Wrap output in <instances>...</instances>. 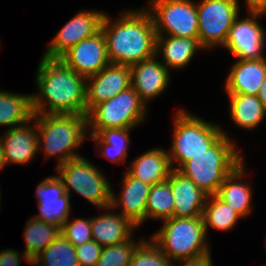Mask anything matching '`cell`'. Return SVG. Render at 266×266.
Listing matches in <instances>:
<instances>
[{
  "instance_id": "cell-27",
  "label": "cell",
  "mask_w": 266,
  "mask_h": 266,
  "mask_svg": "<svg viewBox=\"0 0 266 266\" xmlns=\"http://www.w3.org/2000/svg\"><path fill=\"white\" fill-rule=\"evenodd\" d=\"M133 128H106L99 130L96 134H91L96 147L102 148L101 155L113 163H124L128 155L130 144L129 133Z\"/></svg>"
},
{
  "instance_id": "cell-21",
  "label": "cell",
  "mask_w": 266,
  "mask_h": 266,
  "mask_svg": "<svg viewBox=\"0 0 266 266\" xmlns=\"http://www.w3.org/2000/svg\"><path fill=\"white\" fill-rule=\"evenodd\" d=\"M266 78V58L237 60L225 78L226 93H243L257 96Z\"/></svg>"
},
{
  "instance_id": "cell-35",
  "label": "cell",
  "mask_w": 266,
  "mask_h": 266,
  "mask_svg": "<svg viewBox=\"0 0 266 266\" xmlns=\"http://www.w3.org/2000/svg\"><path fill=\"white\" fill-rule=\"evenodd\" d=\"M102 248L103 247L94 240L75 247L79 265L96 266L101 255Z\"/></svg>"
},
{
  "instance_id": "cell-34",
  "label": "cell",
  "mask_w": 266,
  "mask_h": 266,
  "mask_svg": "<svg viewBox=\"0 0 266 266\" xmlns=\"http://www.w3.org/2000/svg\"><path fill=\"white\" fill-rule=\"evenodd\" d=\"M61 233L74 246L92 240L91 234V218H75L72 221L69 218L61 225Z\"/></svg>"
},
{
  "instance_id": "cell-14",
  "label": "cell",
  "mask_w": 266,
  "mask_h": 266,
  "mask_svg": "<svg viewBox=\"0 0 266 266\" xmlns=\"http://www.w3.org/2000/svg\"><path fill=\"white\" fill-rule=\"evenodd\" d=\"M131 87L130 66L109 64L99 73L86 78L87 114L98 104L105 102Z\"/></svg>"
},
{
  "instance_id": "cell-33",
  "label": "cell",
  "mask_w": 266,
  "mask_h": 266,
  "mask_svg": "<svg viewBox=\"0 0 266 266\" xmlns=\"http://www.w3.org/2000/svg\"><path fill=\"white\" fill-rule=\"evenodd\" d=\"M149 240L145 239L138 246L128 266H174V262Z\"/></svg>"
},
{
  "instance_id": "cell-4",
  "label": "cell",
  "mask_w": 266,
  "mask_h": 266,
  "mask_svg": "<svg viewBox=\"0 0 266 266\" xmlns=\"http://www.w3.org/2000/svg\"><path fill=\"white\" fill-rule=\"evenodd\" d=\"M223 133L205 152L193 156L177 170L208 196L218 193L225 178L244 158L227 132Z\"/></svg>"
},
{
  "instance_id": "cell-13",
  "label": "cell",
  "mask_w": 266,
  "mask_h": 266,
  "mask_svg": "<svg viewBox=\"0 0 266 266\" xmlns=\"http://www.w3.org/2000/svg\"><path fill=\"white\" fill-rule=\"evenodd\" d=\"M59 59L85 78L99 73L110 64L102 30L71 47Z\"/></svg>"
},
{
  "instance_id": "cell-37",
  "label": "cell",
  "mask_w": 266,
  "mask_h": 266,
  "mask_svg": "<svg viewBox=\"0 0 266 266\" xmlns=\"http://www.w3.org/2000/svg\"><path fill=\"white\" fill-rule=\"evenodd\" d=\"M174 266H213L212 265V257L211 254L195 259V260H187V261H179L175 262Z\"/></svg>"
},
{
  "instance_id": "cell-9",
  "label": "cell",
  "mask_w": 266,
  "mask_h": 266,
  "mask_svg": "<svg viewBox=\"0 0 266 266\" xmlns=\"http://www.w3.org/2000/svg\"><path fill=\"white\" fill-rule=\"evenodd\" d=\"M150 13L156 35L198 38V13L193 0H150Z\"/></svg>"
},
{
  "instance_id": "cell-12",
  "label": "cell",
  "mask_w": 266,
  "mask_h": 266,
  "mask_svg": "<svg viewBox=\"0 0 266 266\" xmlns=\"http://www.w3.org/2000/svg\"><path fill=\"white\" fill-rule=\"evenodd\" d=\"M105 13L81 10L57 32L42 57L59 59L66 51L101 30Z\"/></svg>"
},
{
  "instance_id": "cell-6",
  "label": "cell",
  "mask_w": 266,
  "mask_h": 266,
  "mask_svg": "<svg viewBox=\"0 0 266 266\" xmlns=\"http://www.w3.org/2000/svg\"><path fill=\"white\" fill-rule=\"evenodd\" d=\"M174 117L173 140L168 155L172 169L178 170L193 156L205 152L224 133L219 124L207 122L184 109H178Z\"/></svg>"
},
{
  "instance_id": "cell-39",
  "label": "cell",
  "mask_w": 266,
  "mask_h": 266,
  "mask_svg": "<svg viewBox=\"0 0 266 266\" xmlns=\"http://www.w3.org/2000/svg\"><path fill=\"white\" fill-rule=\"evenodd\" d=\"M257 98L260 100V102L263 104L264 108L266 109V78L259 89Z\"/></svg>"
},
{
  "instance_id": "cell-18",
  "label": "cell",
  "mask_w": 266,
  "mask_h": 266,
  "mask_svg": "<svg viewBox=\"0 0 266 266\" xmlns=\"http://www.w3.org/2000/svg\"><path fill=\"white\" fill-rule=\"evenodd\" d=\"M123 174V189L120 196H117L112 189L110 207L111 210L119 207L121 209L119 213L139 228L145 222V208L151 185L135 179L126 171Z\"/></svg>"
},
{
  "instance_id": "cell-8",
  "label": "cell",
  "mask_w": 266,
  "mask_h": 266,
  "mask_svg": "<svg viewBox=\"0 0 266 266\" xmlns=\"http://www.w3.org/2000/svg\"><path fill=\"white\" fill-rule=\"evenodd\" d=\"M147 109L131 86L87 114L88 131L96 134L106 128H135L145 121Z\"/></svg>"
},
{
  "instance_id": "cell-16",
  "label": "cell",
  "mask_w": 266,
  "mask_h": 266,
  "mask_svg": "<svg viewBox=\"0 0 266 266\" xmlns=\"http://www.w3.org/2000/svg\"><path fill=\"white\" fill-rule=\"evenodd\" d=\"M154 57L130 66L131 86L147 105L156 96L164 93L170 84V70Z\"/></svg>"
},
{
  "instance_id": "cell-25",
  "label": "cell",
  "mask_w": 266,
  "mask_h": 266,
  "mask_svg": "<svg viewBox=\"0 0 266 266\" xmlns=\"http://www.w3.org/2000/svg\"><path fill=\"white\" fill-rule=\"evenodd\" d=\"M229 96L230 118L239 128L253 130L266 116V109L254 95L227 93Z\"/></svg>"
},
{
  "instance_id": "cell-30",
  "label": "cell",
  "mask_w": 266,
  "mask_h": 266,
  "mask_svg": "<svg viewBox=\"0 0 266 266\" xmlns=\"http://www.w3.org/2000/svg\"><path fill=\"white\" fill-rule=\"evenodd\" d=\"M174 195L168 180L151 186L145 208L147 219L167 220L173 217Z\"/></svg>"
},
{
  "instance_id": "cell-40",
  "label": "cell",
  "mask_w": 266,
  "mask_h": 266,
  "mask_svg": "<svg viewBox=\"0 0 266 266\" xmlns=\"http://www.w3.org/2000/svg\"><path fill=\"white\" fill-rule=\"evenodd\" d=\"M5 166H6V163H5V159H4V151H3L1 138H0V169H3Z\"/></svg>"
},
{
  "instance_id": "cell-20",
  "label": "cell",
  "mask_w": 266,
  "mask_h": 266,
  "mask_svg": "<svg viewBox=\"0 0 266 266\" xmlns=\"http://www.w3.org/2000/svg\"><path fill=\"white\" fill-rule=\"evenodd\" d=\"M106 209L108 212L91 217L92 240L102 247L130 240L133 237V230L138 226L119 212L110 211V206Z\"/></svg>"
},
{
  "instance_id": "cell-26",
  "label": "cell",
  "mask_w": 266,
  "mask_h": 266,
  "mask_svg": "<svg viewBox=\"0 0 266 266\" xmlns=\"http://www.w3.org/2000/svg\"><path fill=\"white\" fill-rule=\"evenodd\" d=\"M32 94L0 90V126L7 129L21 126L33 119Z\"/></svg>"
},
{
  "instance_id": "cell-17",
  "label": "cell",
  "mask_w": 266,
  "mask_h": 266,
  "mask_svg": "<svg viewBox=\"0 0 266 266\" xmlns=\"http://www.w3.org/2000/svg\"><path fill=\"white\" fill-rule=\"evenodd\" d=\"M3 135L0 138L6 165L28 164L39 152L38 132L34 119L24 125L6 129Z\"/></svg>"
},
{
  "instance_id": "cell-24",
  "label": "cell",
  "mask_w": 266,
  "mask_h": 266,
  "mask_svg": "<svg viewBox=\"0 0 266 266\" xmlns=\"http://www.w3.org/2000/svg\"><path fill=\"white\" fill-rule=\"evenodd\" d=\"M245 175L246 169L243 161L225 178L216 194L243 218L249 216L253 198L251 185L242 181Z\"/></svg>"
},
{
  "instance_id": "cell-22",
  "label": "cell",
  "mask_w": 266,
  "mask_h": 266,
  "mask_svg": "<svg viewBox=\"0 0 266 266\" xmlns=\"http://www.w3.org/2000/svg\"><path fill=\"white\" fill-rule=\"evenodd\" d=\"M166 36H156V56L162 58V64L169 70L185 68L197 50H204L199 38Z\"/></svg>"
},
{
  "instance_id": "cell-1",
  "label": "cell",
  "mask_w": 266,
  "mask_h": 266,
  "mask_svg": "<svg viewBox=\"0 0 266 266\" xmlns=\"http://www.w3.org/2000/svg\"><path fill=\"white\" fill-rule=\"evenodd\" d=\"M36 94H32L33 114L87 115L86 78L60 59L42 57L37 67Z\"/></svg>"
},
{
  "instance_id": "cell-3",
  "label": "cell",
  "mask_w": 266,
  "mask_h": 266,
  "mask_svg": "<svg viewBox=\"0 0 266 266\" xmlns=\"http://www.w3.org/2000/svg\"><path fill=\"white\" fill-rule=\"evenodd\" d=\"M38 132V150H44L45 159L57 157V166L81 157L77 149L89 139L87 115L34 114Z\"/></svg>"
},
{
  "instance_id": "cell-2",
  "label": "cell",
  "mask_w": 266,
  "mask_h": 266,
  "mask_svg": "<svg viewBox=\"0 0 266 266\" xmlns=\"http://www.w3.org/2000/svg\"><path fill=\"white\" fill-rule=\"evenodd\" d=\"M143 8L125 9L113 22L105 13L101 30L111 64L131 66L156 55V30L150 13Z\"/></svg>"
},
{
  "instance_id": "cell-7",
  "label": "cell",
  "mask_w": 266,
  "mask_h": 266,
  "mask_svg": "<svg viewBox=\"0 0 266 266\" xmlns=\"http://www.w3.org/2000/svg\"><path fill=\"white\" fill-rule=\"evenodd\" d=\"M88 160L81 156L58 165L57 176L70 197L73 190L94 206L106 210L111 205L112 186L102 170Z\"/></svg>"
},
{
  "instance_id": "cell-38",
  "label": "cell",
  "mask_w": 266,
  "mask_h": 266,
  "mask_svg": "<svg viewBox=\"0 0 266 266\" xmlns=\"http://www.w3.org/2000/svg\"><path fill=\"white\" fill-rule=\"evenodd\" d=\"M248 11H262L266 13V0H245Z\"/></svg>"
},
{
  "instance_id": "cell-29",
  "label": "cell",
  "mask_w": 266,
  "mask_h": 266,
  "mask_svg": "<svg viewBox=\"0 0 266 266\" xmlns=\"http://www.w3.org/2000/svg\"><path fill=\"white\" fill-rule=\"evenodd\" d=\"M202 217L206 235L210 226L217 230L229 231L243 218L216 194L208 196Z\"/></svg>"
},
{
  "instance_id": "cell-5",
  "label": "cell",
  "mask_w": 266,
  "mask_h": 266,
  "mask_svg": "<svg viewBox=\"0 0 266 266\" xmlns=\"http://www.w3.org/2000/svg\"><path fill=\"white\" fill-rule=\"evenodd\" d=\"M162 222L150 238L174 263L211 254L203 217H172Z\"/></svg>"
},
{
  "instance_id": "cell-19",
  "label": "cell",
  "mask_w": 266,
  "mask_h": 266,
  "mask_svg": "<svg viewBox=\"0 0 266 266\" xmlns=\"http://www.w3.org/2000/svg\"><path fill=\"white\" fill-rule=\"evenodd\" d=\"M167 180L175 200L173 217H202L208 195L177 170L173 169Z\"/></svg>"
},
{
  "instance_id": "cell-28",
  "label": "cell",
  "mask_w": 266,
  "mask_h": 266,
  "mask_svg": "<svg viewBox=\"0 0 266 266\" xmlns=\"http://www.w3.org/2000/svg\"><path fill=\"white\" fill-rule=\"evenodd\" d=\"M23 232L26 245L24 253L32 261L58 237L61 233V226L32 217L26 222Z\"/></svg>"
},
{
  "instance_id": "cell-31",
  "label": "cell",
  "mask_w": 266,
  "mask_h": 266,
  "mask_svg": "<svg viewBox=\"0 0 266 266\" xmlns=\"http://www.w3.org/2000/svg\"><path fill=\"white\" fill-rule=\"evenodd\" d=\"M36 266H80L75 247L60 233L58 237L32 260Z\"/></svg>"
},
{
  "instance_id": "cell-32",
  "label": "cell",
  "mask_w": 266,
  "mask_h": 266,
  "mask_svg": "<svg viewBox=\"0 0 266 266\" xmlns=\"http://www.w3.org/2000/svg\"><path fill=\"white\" fill-rule=\"evenodd\" d=\"M145 239L135 242L133 238L120 244L104 246L96 266H128L138 246Z\"/></svg>"
},
{
  "instance_id": "cell-23",
  "label": "cell",
  "mask_w": 266,
  "mask_h": 266,
  "mask_svg": "<svg viewBox=\"0 0 266 266\" xmlns=\"http://www.w3.org/2000/svg\"><path fill=\"white\" fill-rule=\"evenodd\" d=\"M126 172L151 186L167 180L172 169L168 150L150 149L132 161Z\"/></svg>"
},
{
  "instance_id": "cell-10",
  "label": "cell",
  "mask_w": 266,
  "mask_h": 266,
  "mask_svg": "<svg viewBox=\"0 0 266 266\" xmlns=\"http://www.w3.org/2000/svg\"><path fill=\"white\" fill-rule=\"evenodd\" d=\"M196 7L201 46L204 50L223 47L231 26L240 16L239 0H202Z\"/></svg>"
},
{
  "instance_id": "cell-36",
  "label": "cell",
  "mask_w": 266,
  "mask_h": 266,
  "mask_svg": "<svg viewBox=\"0 0 266 266\" xmlns=\"http://www.w3.org/2000/svg\"><path fill=\"white\" fill-rule=\"evenodd\" d=\"M22 256L19 254V251L14 249H3L0 251V266H20L21 258L32 264V261L25 253Z\"/></svg>"
},
{
  "instance_id": "cell-15",
  "label": "cell",
  "mask_w": 266,
  "mask_h": 266,
  "mask_svg": "<svg viewBox=\"0 0 266 266\" xmlns=\"http://www.w3.org/2000/svg\"><path fill=\"white\" fill-rule=\"evenodd\" d=\"M35 193L40 213L34 218L61 226L70 217L71 197L58 176H47L37 185Z\"/></svg>"
},
{
  "instance_id": "cell-11",
  "label": "cell",
  "mask_w": 266,
  "mask_h": 266,
  "mask_svg": "<svg viewBox=\"0 0 266 266\" xmlns=\"http://www.w3.org/2000/svg\"><path fill=\"white\" fill-rule=\"evenodd\" d=\"M247 18L235 19L231 26L224 48L237 58V60L264 59V48L266 45V33L264 27L257 19L265 12L248 11Z\"/></svg>"
}]
</instances>
